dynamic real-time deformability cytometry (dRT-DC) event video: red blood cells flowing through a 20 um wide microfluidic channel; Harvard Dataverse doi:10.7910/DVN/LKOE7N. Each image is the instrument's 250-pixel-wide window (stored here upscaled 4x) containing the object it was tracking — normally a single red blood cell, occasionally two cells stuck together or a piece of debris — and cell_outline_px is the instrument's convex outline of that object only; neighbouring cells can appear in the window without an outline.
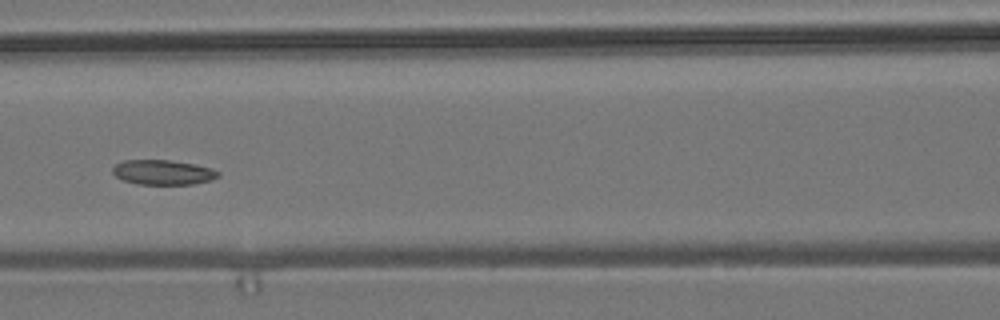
{"species": "common noctule bat (a hibernating species)", "species_latin": "Nyctalus noctula", "temperature_condition": "room temperature", "stored_images_in_passage": 13, "camera_frame_rate_fps": 3000, "um_per_image_px": 0.085, "animal": {"sex": "male", "body_mass_g": 19.2, "forearm_length_mm": 51.8}, "frame": {"image": 1, "passage_image": 4, "time_ms": 1.0, "image_size_px": [1000, 320], "cell_outline_px": [[220, 176], [212, 180], [192, 184], [136, 184], [124, 180], [116, 176], [112, 172], [112, 168], [116, 164], [124, 160], [172, 160], [212, 168], [220, 172]], "centroid_in_image_um": [13.87, 14.64], "position_along_channel_um": 152.7, "area_um2": 15.26}}
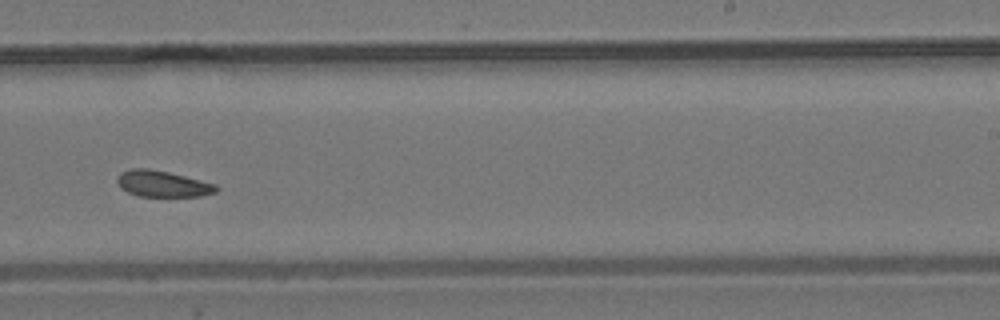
{"frame": {"image": 2, "passage_image": 7, "time_ms": 2.0, "image_size_px": [1000, 320], "cell_outline_px": [[220, 188], [216, 192], [200, 196], [136, 196], [120, 188], [116, 180], [116, 176], [120, 172], [132, 168], [148, 168], [168, 172], [216, 184]], "centroid_in_image_um": [13.78, 15.62], "position_along_channel_um": 275.2, "area_um2": 15.2}}
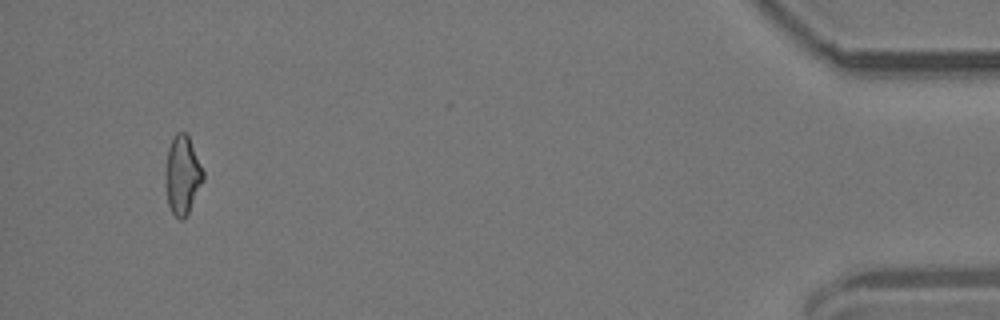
{"frame": {"image": 3, "passage_image": 13, "time_ms": 4.0, "image_size_px": [1000, 320], "cell_outline_px": [[204, 180], [188, 212], [180, 220], [172, 212], [168, 204], [164, 176], [164, 172], [168, 148], [176, 132], [188, 132], [204, 172]], "centroid_in_image_um": [15.5, 14.82], "position_along_channel_um": 419.7, "area_um2": 17.4}}